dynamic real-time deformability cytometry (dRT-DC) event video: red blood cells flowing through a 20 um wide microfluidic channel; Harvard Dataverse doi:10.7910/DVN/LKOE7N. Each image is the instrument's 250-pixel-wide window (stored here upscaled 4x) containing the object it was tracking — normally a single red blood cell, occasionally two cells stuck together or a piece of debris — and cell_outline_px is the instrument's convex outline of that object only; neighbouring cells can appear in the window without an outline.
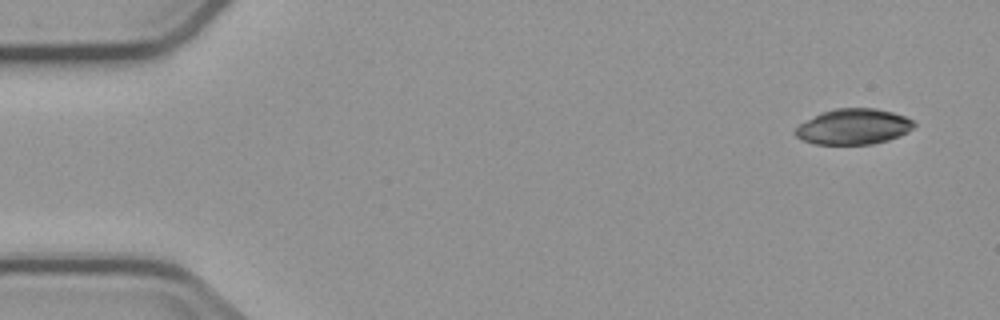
{"species": "common noctule bat (a hibernating species)", "species_latin": "Nyctalus noctula", "temperature_condition": "cold", "stored_images_in_passage": 7, "camera_frame_rate_fps": 3000, "um_per_image_px": 0.085, "animal": {"sex": "male", "body_mass_g": 23.1, "forearm_length_mm": 52.7}, "frame": {"image": 1, "passage_image": 1, "time_ms": 0.0, "image_size_px": [1000, 320], "cell_outline_px": [[916, 124], [908, 132], [900, 136], [888, 140], [872, 144], [816, 144], [804, 140], [796, 136], [792, 132], [800, 124], [820, 112], [836, 108], [876, 108], [892, 112], [904, 116], [912, 120]], "centroid_in_image_um": [72.55, 10.76], "position_along_channel_um": 12.5, "area_um2": 24.62}}
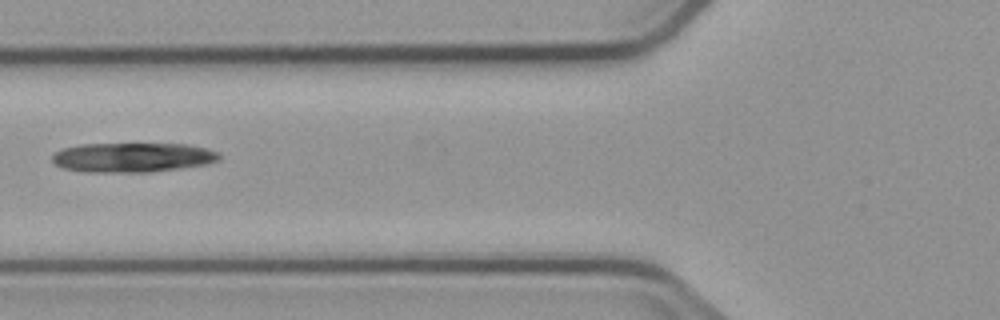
{"frame": {"image": 2, "passage_image": 6, "time_ms": 6.0, "image_size_px": [1000, 320], "cell_outline_px": [[220, 156], [216, 160], [208, 164], [180, 168], [148, 172], [92, 172], [64, 168], [56, 164], [52, 160], [52, 156], [56, 152], [64, 148], [80, 144], [188, 144], [220, 152]], "centroid_in_image_um": [11.29, 13.37], "position_along_channel_um": 114.5, "area_um2": 28.5}}
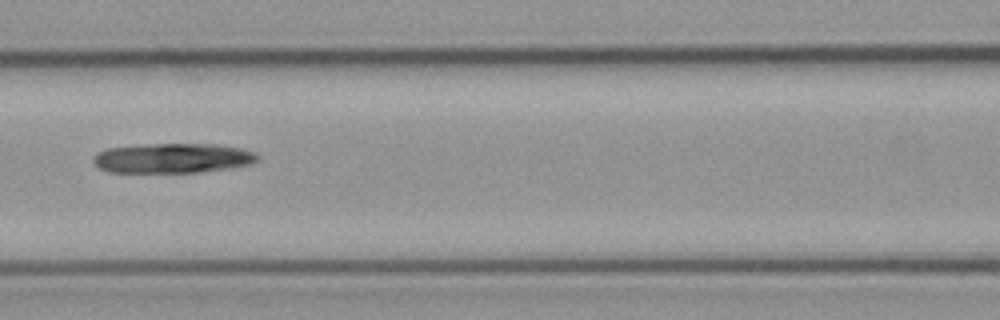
{"frame": {"image": 3, "passage_image": 7, "time_ms": 7.0, "image_size_px": [1000, 320], "cell_outline_px": [[260, 156], [256, 160], [248, 164], [228, 168], [200, 172], [108, 172], [100, 168], [92, 160], [100, 152], [108, 148], [148, 144], [216, 144], [240, 148], [252, 152]], "centroid_in_image_um": [14.68, 13.44], "position_along_channel_um": 151.9, "area_um2": 28.09}}